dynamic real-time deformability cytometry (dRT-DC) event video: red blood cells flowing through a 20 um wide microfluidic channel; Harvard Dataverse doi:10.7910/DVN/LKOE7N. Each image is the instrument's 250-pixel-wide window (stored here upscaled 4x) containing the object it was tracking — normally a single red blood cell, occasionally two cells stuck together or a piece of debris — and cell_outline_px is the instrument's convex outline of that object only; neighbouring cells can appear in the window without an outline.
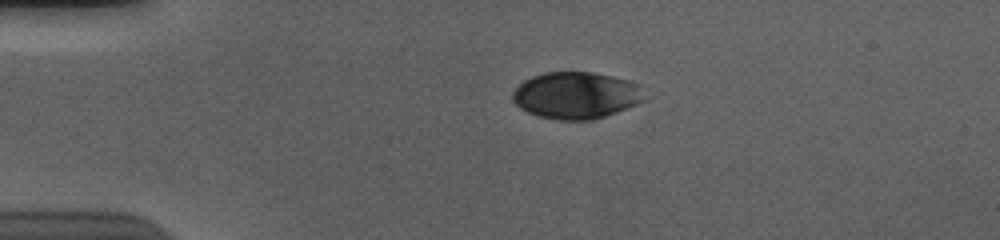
{"species": "human", "species_latin": "Homo sapiens", "temperature_condition": "cold", "stored_images_in_passage": 44, "camera_frame_rate_fps": 3000, "um_per_image_px": 0.085, "donor": {"sex": "male"}, "frame": {"image": 1, "passage_image": 1, "time_ms": 0.0, "image_size_px": [1000, 240], "cell_outline_px": [[648, 100], [616, 112], [592, 120], [560, 120], [540, 116], [528, 112], [520, 108], [512, 100], [512, 92], [524, 80], [532, 76], [544, 72], [592, 72], [612, 76], [628, 80], [640, 84]], "centroid_in_image_um": [49.01, 8.1], "position_along_channel_um": 36.0, "area_um2": 36.18}}
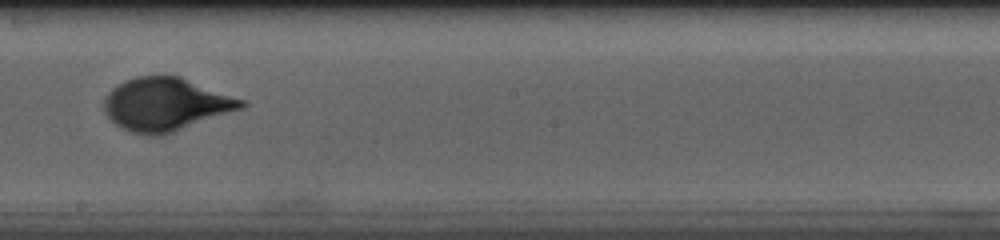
{"frame": {"image": 2, "passage_image": 21, "time_ms": 6.667, "image_size_px": [1000, 240], "cell_outline_px": [[248, 104], [244, 108], [160, 136], [148, 136], [132, 132], [120, 128], [104, 112], [104, 100], [108, 92], [112, 88], [124, 80], [136, 76], [180, 76], [244, 100]], "centroid_in_image_um": [14.08, 8.87], "position_along_channel_um": 234.1, "area_um2": 42.31}}
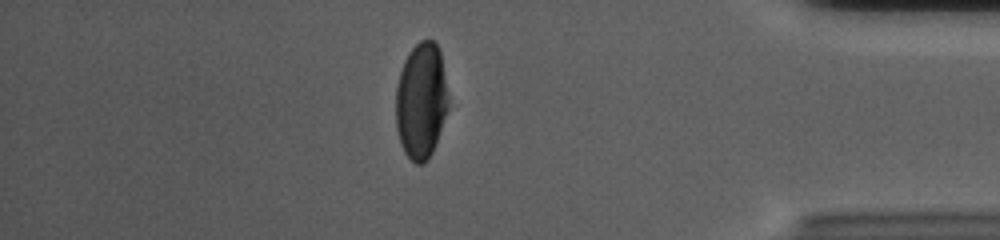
{"frame": {"image": 3, "passage_image": 37, "time_ms": 12.0, "image_size_px": [1000, 240], "cell_outline_px": [[448, 108], [432, 152], [428, 160], [424, 164], [416, 164], [404, 152], [400, 144], [396, 128], [396, 88], [400, 72], [404, 60], [408, 52], [420, 40], [432, 40], [436, 44], [440, 52], [448, 96]], "centroid_in_image_um": [35.78, 8.58], "position_along_channel_um": 399.4, "area_um2": 35.43}, "authors_computed_cell_mechanics": {"area_um2": 40.4889, "velocity_mm_per_s": 3.6831, "shape_relaxation_time_tau1_ms": 3.4681, "shape_relaxation_time_tau2_ms": null, "deformation_change_tau1": 0.1593, "deformation_change_tau2": null}}